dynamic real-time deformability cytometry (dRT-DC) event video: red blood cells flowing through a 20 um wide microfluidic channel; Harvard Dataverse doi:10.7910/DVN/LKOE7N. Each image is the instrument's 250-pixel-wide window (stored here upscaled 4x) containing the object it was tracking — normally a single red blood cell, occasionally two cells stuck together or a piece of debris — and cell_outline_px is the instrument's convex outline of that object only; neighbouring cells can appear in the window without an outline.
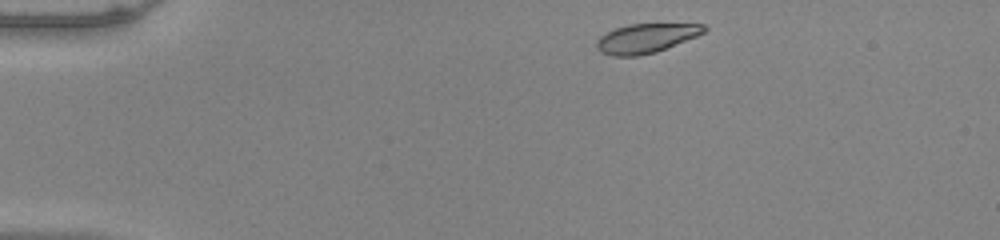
{"species": "common noctule bat (a hibernating species)", "species_latin": "Nyctalus noctula", "temperature_condition": "warm", "stored_images_in_passage": 44, "camera_frame_rate_fps": 3000, "um_per_image_px": 0.085, "animal": {"sex": "male", "body_mass_g": 20.0, "forearm_length_mm": 53.3}, "frame": {"image": 1, "passage_image": 1, "time_ms": 0.0, "image_size_px": [1000, 240], "cell_outline_px": [[708, 28], [704, 32], [696, 36], [656, 52], [636, 56], [612, 56], [600, 52], [596, 48], [596, 40], [600, 36], [616, 28], [628, 24], [704, 24]], "centroid_in_image_um": [54.88, 3.25], "position_along_channel_um": 30.1, "area_um2": 18.21}}
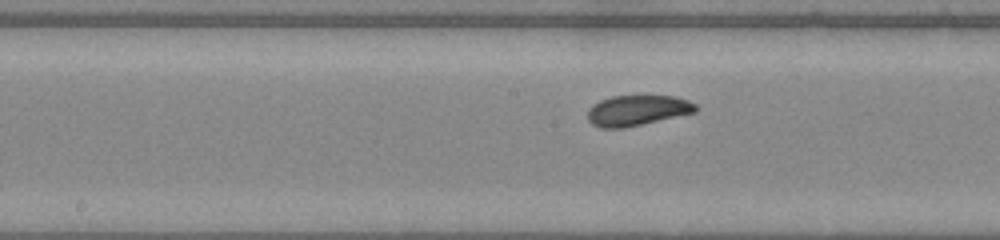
{"frame": {"image": 2, "passage_image": 19, "time_ms": 6.0, "image_size_px": [1000, 240], "cell_outline_px": [[696, 112], [624, 128], [600, 128], [592, 124], [588, 120], [588, 108], [592, 104], [600, 100], [612, 96], [676, 96], [688, 100], [696, 104]], "centroid_in_image_um": [54.14, 9.38], "position_along_channel_um": 194.1, "area_um2": 19.19}}
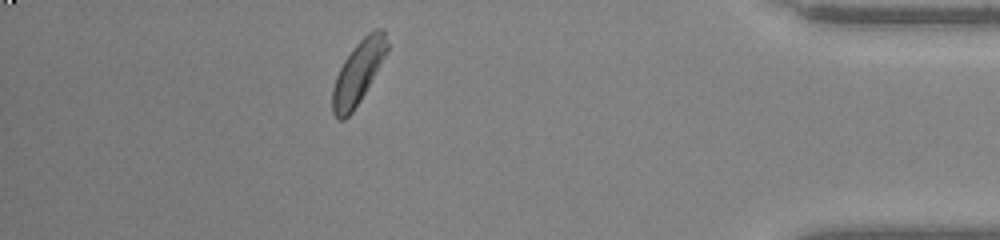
{"frame": {"image": 3, "passage_image": 38, "time_ms": 12.333, "image_size_px": [1000, 240], "cell_outline_px": [[388, 48], [380, 64], [360, 100], [352, 112], [344, 120], [336, 120], [332, 112], [332, 88], [336, 76], [344, 60], [356, 44], [368, 32], [376, 28], [380, 28], [384, 32], [388, 44]], "centroid_in_image_um": [30.4, 6.18], "position_along_channel_um": 404.8, "area_um2": 19.59}, "authors_computed_cell_mechanics": {"area_um2": 19.4208, "velocity_mm_per_s": 3.956, "shape_relaxation_time_tau1_ms": 2.7937, "shape_relaxation_time_tau2_ms": 2.4392, "deformation_change_tau1": 0.1599, "deformation_change_tau2": 0.074}}